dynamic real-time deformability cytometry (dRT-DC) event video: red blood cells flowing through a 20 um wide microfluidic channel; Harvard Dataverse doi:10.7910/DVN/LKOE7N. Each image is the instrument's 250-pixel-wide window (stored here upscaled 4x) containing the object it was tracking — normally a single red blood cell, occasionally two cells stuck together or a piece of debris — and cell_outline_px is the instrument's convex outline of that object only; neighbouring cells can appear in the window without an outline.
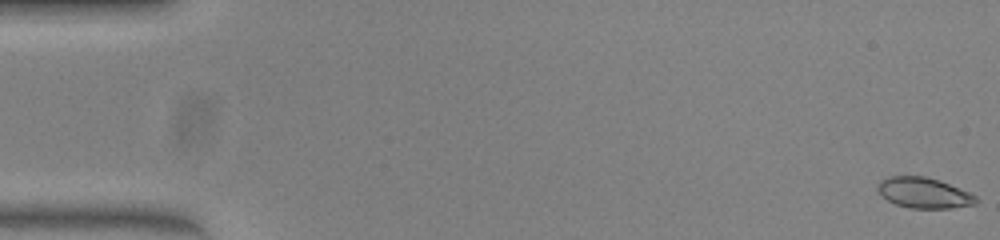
{"species": "common noctule bat (a hibernating species)", "species_latin": "Nyctalus noctula", "temperature_condition": "warm", "stored_images_in_passage": 51, "camera_frame_rate_fps": 3000, "um_per_image_px": 0.085, "animal": {"sex": "female", "body_mass_g": 23.0, "forearm_length_mm": 53.4}, "frame": {"image": 1, "passage_image": 1, "time_ms": 0.0, "image_size_px": [1000, 240], "cell_outline_px": [[980, 200], [976, 204], [952, 208], [908, 208], [896, 204], [880, 196], [876, 188], [876, 184], [880, 180], [888, 176], [924, 176], [948, 184], [968, 192], [976, 196]], "centroid_in_image_um": [78.48, 16.4], "position_along_channel_um": 6.5, "area_um2": 17.57}}
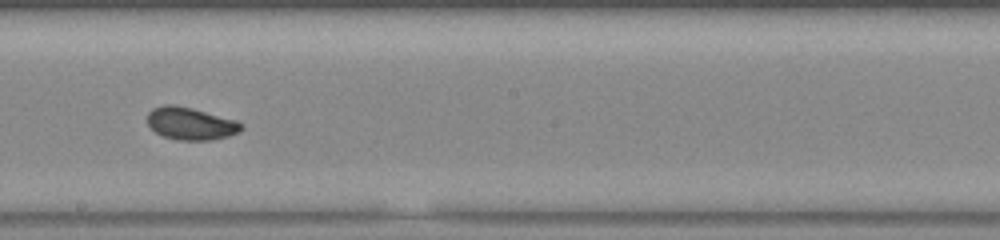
{"frame": {"image": 2, "passage_image": 29, "time_ms": 9.333, "image_size_px": [1000, 240], "cell_outline_px": [[244, 128], [240, 132], [228, 136], [212, 140], [176, 140], [160, 136], [148, 124], [148, 112], [152, 108], [164, 104], [172, 104], [192, 108], [236, 120], [244, 124]], "centroid_in_image_um": [16.21, 10.51], "position_along_channel_um": 232.0, "area_um2": 17.98}}
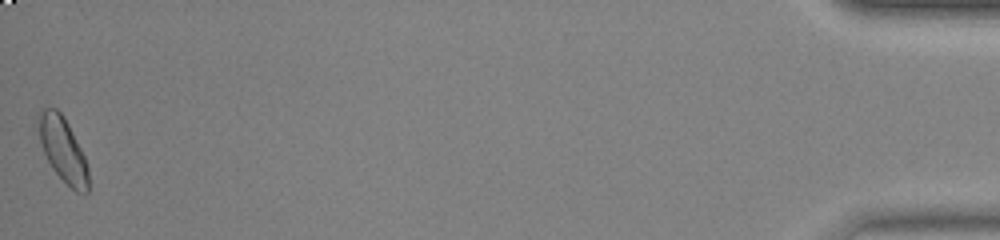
{"frame": {"image": 3, "passage_image": 51, "time_ms": 16.667, "image_size_px": [1000, 240], "cell_outline_px": [[88, 192], [84, 196], [76, 192], [52, 168], [44, 152], [32, 124], [36, 112], [44, 108], [56, 108], [64, 116], [88, 164]], "centroid_in_image_um": [5.26, 12.64], "position_along_channel_um": 429.9, "area_um2": 19.36}, "authors_computed_cell_mechanics": {"area_um2": 17.7446, "velocity_mm_per_s": 4.0494, "shape_relaxation_time_tau1_ms": null, "shape_relaxation_time_tau2_ms": 6.5377, "deformation_change_tau1": null, "deformation_change_tau2": 0.0844}}